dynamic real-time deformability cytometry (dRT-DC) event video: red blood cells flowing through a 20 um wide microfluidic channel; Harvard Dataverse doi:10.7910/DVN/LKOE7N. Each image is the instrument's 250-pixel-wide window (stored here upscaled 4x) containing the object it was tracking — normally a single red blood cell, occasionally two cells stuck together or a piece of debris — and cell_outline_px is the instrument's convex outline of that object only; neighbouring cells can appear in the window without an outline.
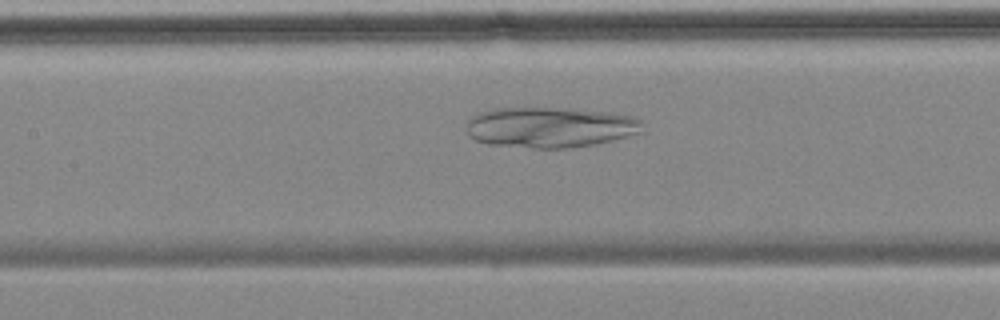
{"species": "common noctule bat (a hibernating species)", "species_latin": "Nyctalus noctula", "temperature_condition": "cold", "stored_images_in_passage": 37, "camera_frame_rate_fps": 3000, "um_per_image_px": 0.085, "animal": {"sex": "female", "body_mass_g": 18.4}, "frame": {"image": 1, "passage_image": 16, "time_ms": 5.0, "image_size_px": [1000, 320], "cell_outline_px": [[644, 132], [596, 144], [568, 148], [532, 148], [488, 144], [476, 140], [468, 136], [464, 128], [468, 120], [476, 112], [492, 108], [560, 108], [612, 112], [636, 116], [640, 120]], "centroid_in_image_um": [46.73, 10.81], "position_along_channel_um": 160.7, "area_um2": 42.19}}